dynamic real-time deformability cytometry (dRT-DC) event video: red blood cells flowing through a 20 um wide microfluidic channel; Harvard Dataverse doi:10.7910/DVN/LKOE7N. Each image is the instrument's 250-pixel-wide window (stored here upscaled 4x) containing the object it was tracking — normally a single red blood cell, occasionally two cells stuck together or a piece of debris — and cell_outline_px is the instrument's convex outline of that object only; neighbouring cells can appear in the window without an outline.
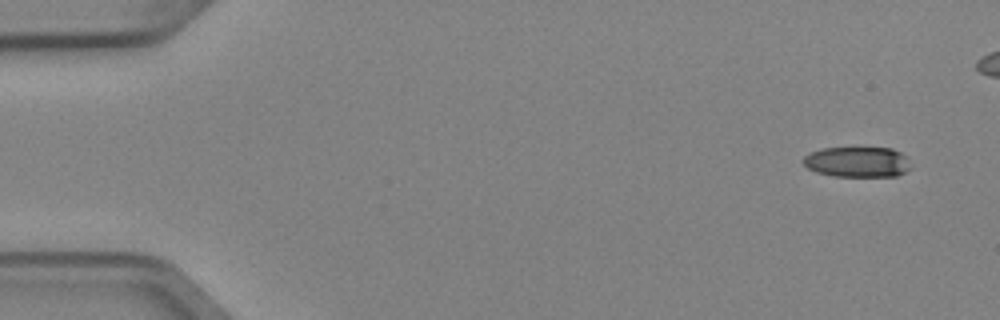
{"species": "Egyptian fruit bat (a non-hibernating species)", "species_latin": "Rousettus aegyptiacus", "temperature_condition": "cold", "stored_images_in_passage": 5, "camera_frame_rate_fps": 3000, "um_per_image_px": 0.085, "animal": {"sex": "female"}, "frame": {"image": 1, "passage_image": 1, "time_ms": 0.0, "image_size_px": [1000, 320], "cell_outline_px": [[912, 168], [896, 176], [832, 176], [816, 172], [808, 168], [800, 160], [808, 152], [824, 148], [892, 148], [908, 156]], "centroid_in_image_um": [72.88, 13.76], "position_along_channel_um": 12.1, "area_um2": 19.36}}